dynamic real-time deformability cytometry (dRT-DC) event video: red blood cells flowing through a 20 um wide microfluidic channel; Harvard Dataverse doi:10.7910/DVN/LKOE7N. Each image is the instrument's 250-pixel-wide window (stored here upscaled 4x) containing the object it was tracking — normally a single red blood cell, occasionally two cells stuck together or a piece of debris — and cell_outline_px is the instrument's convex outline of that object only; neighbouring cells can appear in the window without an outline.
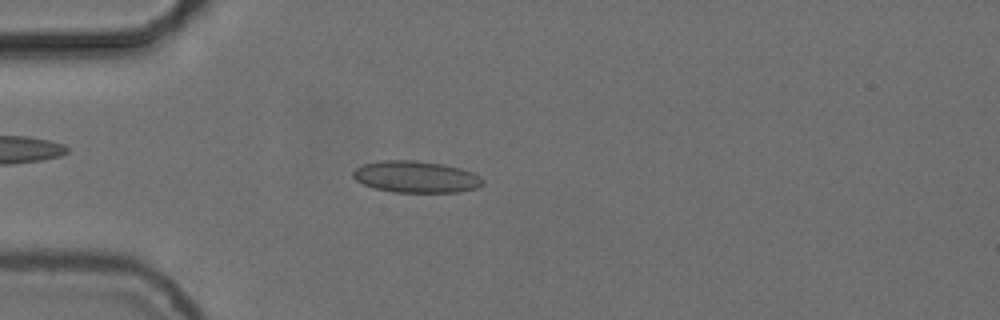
{"species": "common noctule bat (a hibernating species)", "species_latin": "Nyctalus noctula", "temperature_condition": "cold", "stored_images_in_passage": 37, "camera_frame_rate_fps": 3000, "um_per_image_px": 0.085, "animal": {"sex": "female", "body_mass_g": 24.6, "forearm_length_mm": 56.2}, "frame": {"image": 1, "passage_image": 3, "time_ms": 0.667, "image_size_px": [1000, 320], "cell_outline_px": [[484, 184], [480, 188], [460, 192], [392, 192], [376, 188], [364, 184], [356, 180], [352, 176], [352, 172], [356, 168], [364, 164], [380, 160], [416, 160], [444, 164], [460, 168], [472, 172], [480, 176], [484, 180]], "centroid_in_image_um": [35.4, 15.03], "position_along_channel_um": 49.6, "area_um2": 24.16}}
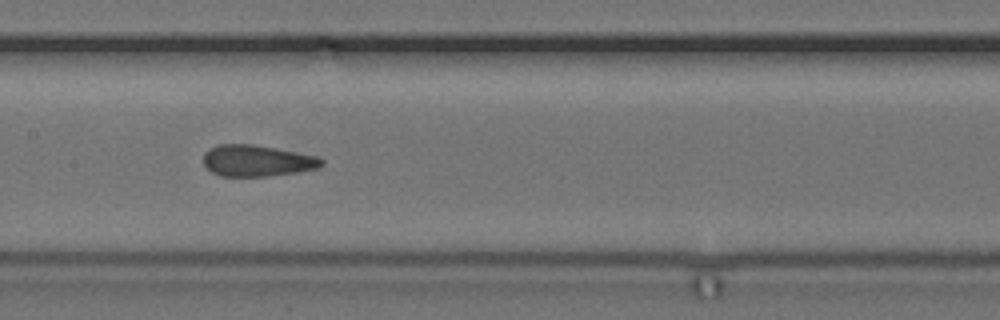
{"frame": {"image": 2, "passage_image": 15, "time_ms": 4.667, "image_size_px": [1000, 320], "cell_outline_px": [[324, 164], [316, 168], [296, 172], [268, 176], [220, 176], [212, 172], [204, 164], [204, 152], [208, 148], [220, 144], [252, 144], [276, 148], [296, 152], [312, 156], [324, 160]], "centroid_in_image_um": [21.8, 13.66], "position_along_channel_um": 185.6, "area_um2": 21.39}}
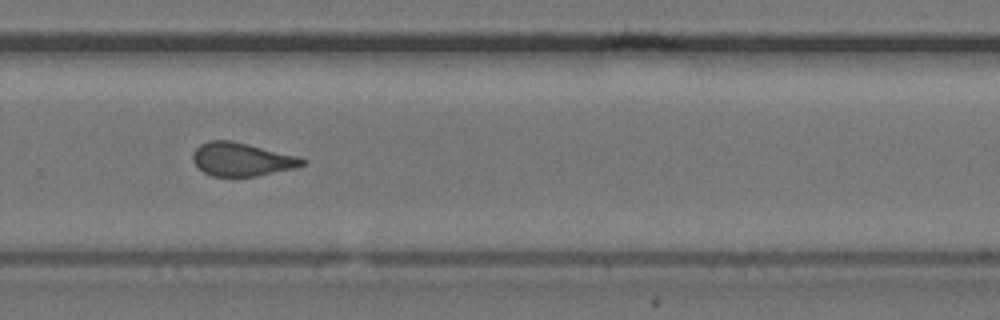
{"frame": {"image": 3, "passage_image": 25, "time_ms": 8.0, "image_size_px": [1000, 320], "cell_outline_px": [[308, 160], [304, 164], [296, 168], [256, 176], [212, 176], [204, 172], [192, 160], [192, 152], [200, 144], [208, 140], [232, 140], [296, 156]], "centroid_in_image_um": [20.53, 13.54], "position_along_channel_um": 309.3, "area_um2": 21.21}, "authors_computed_cell_mechanics": {"area_um2": 21.2126, "velocity_mm_per_s": 3.723, "shape_relaxation_time_tau1_ms": null, "shape_relaxation_time_tau2_ms": 1.2702, "deformation_change_tau1": null, "deformation_change_tau2": 0.0627}}